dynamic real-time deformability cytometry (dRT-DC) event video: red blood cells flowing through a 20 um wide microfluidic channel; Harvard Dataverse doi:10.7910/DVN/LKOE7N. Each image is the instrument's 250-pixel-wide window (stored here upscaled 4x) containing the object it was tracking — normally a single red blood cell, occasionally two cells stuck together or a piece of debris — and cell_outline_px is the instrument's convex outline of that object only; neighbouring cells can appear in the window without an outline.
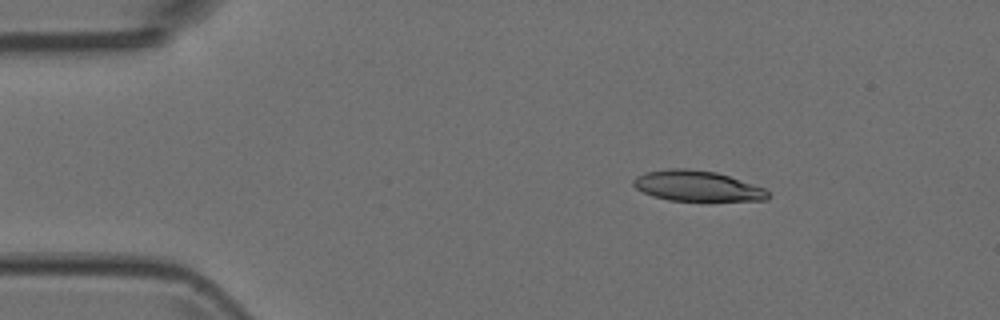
{"species": "Egyptian fruit bat (a non-hibernating species)", "species_latin": "Rousettus aegyptiacus", "temperature_condition": "room temperature", "stored_images_in_passage": 5, "segment_of_instrument_passage": [1, 2], "camera_frame_rate_fps": 3000, "um_per_image_px": 0.085, "animal": {"sex": "female"}, "frame": {"image": 1, "passage_image": 2, "time_ms": 0.333, "image_size_px": [1000, 320], "cell_outline_px": [[768, 200], [668, 200], [652, 196], [636, 188], [632, 184], [632, 180], [636, 176], [644, 172], [668, 168], [684, 168], [716, 172], [764, 188], [768, 192]], "centroid_in_image_um": [59.19, 15.79], "position_along_channel_um": 25.8, "area_um2": 23.64}}
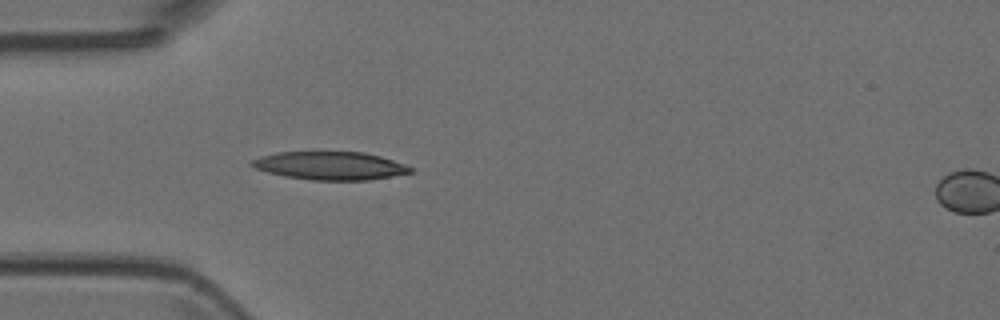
{"frame": {"image": 2, "passage_image": 4, "time_ms": 1.0, "image_size_px": [1000, 320], "cell_outline_px": [[412, 172], [392, 176], [368, 180], [312, 180], [284, 176], [268, 172], [256, 168], [248, 164], [252, 160], [260, 156], [280, 152], [364, 152], [380, 156], [404, 164], [412, 168]], "centroid_in_image_um": [28.04, 14.08], "position_along_channel_um": 57.0, "area_um2": 25.84}}